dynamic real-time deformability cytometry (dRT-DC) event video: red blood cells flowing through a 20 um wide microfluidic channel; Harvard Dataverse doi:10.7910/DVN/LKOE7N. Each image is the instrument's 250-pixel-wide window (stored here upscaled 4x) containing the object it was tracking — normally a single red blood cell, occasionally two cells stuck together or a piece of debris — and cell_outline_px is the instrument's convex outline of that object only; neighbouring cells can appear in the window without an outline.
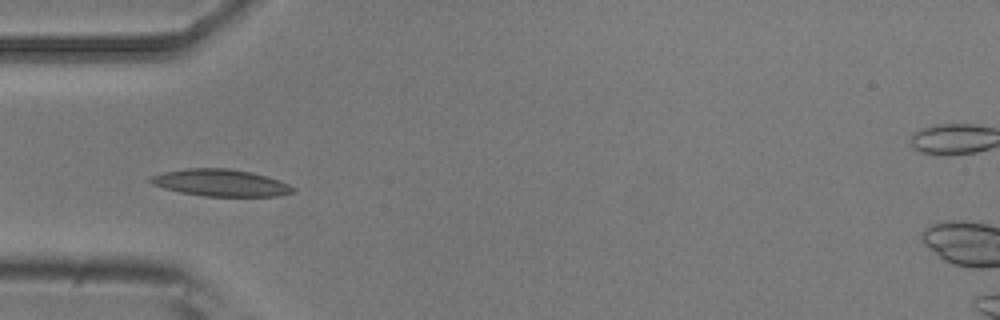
{"species": "common noctule bat (a hibernating species)", "species_latin": "Nyctalus noctula", "temperature_condition": "room temperature", "stored_images_in_passage": 4, "camera_frame_rate_fps": 3000, "um_per_image_px": 0.085, "animal": {"sex": "male", "body_mass_g": 20.5, "forearm_length_mm": 52.5}, "frame": {"image": 1, "passage_image": 4, "time_ms": 3.667, "image_size_px": [1000, 320], "cell_outline_px": [[296, 192], [280, 196], [204, 196], [180, 192], [164, 188], [152, 184], [148, 180], [152, 176], [164, 172], [188, 168], [228, 168], [252, 172], [280, 180], [296, 188]], "centroid_in_image_um": [18.8, 15.54], "position_along_channel_um": 66.2, "area_um2": 22.43}}